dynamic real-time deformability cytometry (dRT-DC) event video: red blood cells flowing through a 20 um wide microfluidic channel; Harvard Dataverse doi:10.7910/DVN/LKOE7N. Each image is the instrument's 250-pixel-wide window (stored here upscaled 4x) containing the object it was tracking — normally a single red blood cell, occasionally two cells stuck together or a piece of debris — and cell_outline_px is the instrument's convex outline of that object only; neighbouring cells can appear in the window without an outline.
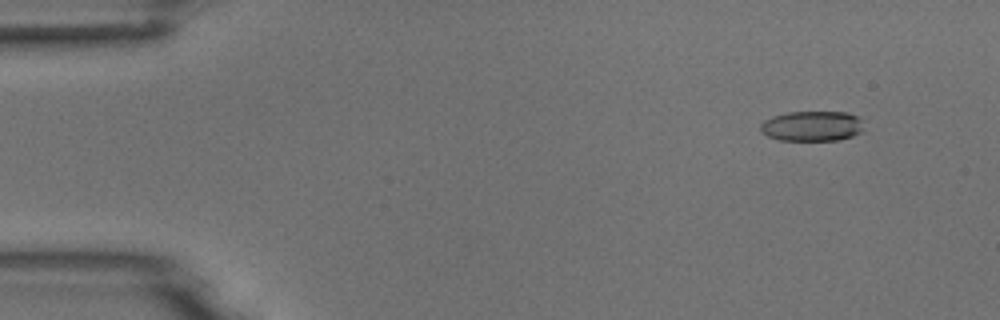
{"species": "common noctule bat (a hibernating species)", "species_latin": "Nyctalus noctula", "temperature_condition": "room temperature", "stored_images_in_passage": 5, "camera_frame_rate_fps": 3000, "um_per_image_px": 0.085, "animal": {"sex": "male", "body_mass_g": 18.8}, "frame": {"image": 1, "passage_image": 2, "time_ms": 1.333, "image_size_px": [1000, 320], "cell_outline_px": [[860, 132], [852, 136], [840, 140], [780, 140], [768, 136], [760, 132], [760, 124], [764, 120], [772, 116], [788, 112], [848, 112], [860, 116]], "centroid_in_image_um": [68.98, 10.71], "position_along_channel_um": 16.0, "area_um2": 18.15}}
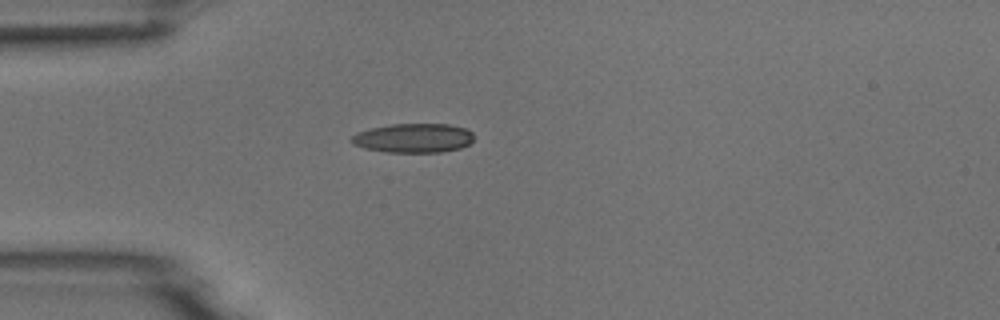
{"frame": {"image": 2, "passage_image": 5, "time_ms": 4.667, "image_size_px": [1000, 320], "cell_outline_px": [[472, 140], [468, 144], [460, 148], [440, 152], [388, 152], [364, 148], [352, 144], [348, 140], [356, 132], [372, 128], [392, 124], [448, 124], [468, 128], [472, 132]], "centroid_in_image_um": [35.12, 11.73], "position_along_channel_um": 49.9, "area_um2": 20.87}}